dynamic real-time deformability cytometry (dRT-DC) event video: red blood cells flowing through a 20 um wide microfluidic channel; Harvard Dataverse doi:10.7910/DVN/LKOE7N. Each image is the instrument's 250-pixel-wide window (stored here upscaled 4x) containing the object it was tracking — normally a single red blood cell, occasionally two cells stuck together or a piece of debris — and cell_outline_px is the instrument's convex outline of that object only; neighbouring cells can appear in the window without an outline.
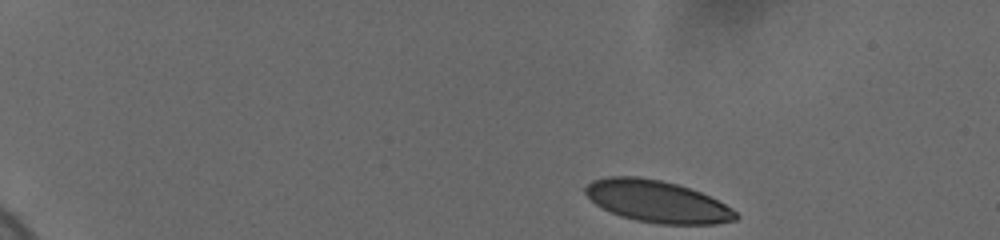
{"species": "human", "species_latin": "Homo sapiens", "temperature_condition": "cold", "stored_images_in_passage": 49, "camera_frame_rate_fps": 3000, "um_per_image_px": 0.085, "donor": {"sex": "female"}, "frame": {"image": 1, "passage_image": 1, "time_ms": 0.0, "image_size_px": [1000, 240], "cell_outline_px": [[736, 220], [716, 224], [660, 224], [636, 220], [620, 216], [596, 204], [584, 192], [584, 188], [592, 180], [608, 176], [636, 176], [660, 180], [676, 184], [700, 192], [732, 208], [736, 212]], "centroid_in_image_um": [55.84, 17.12], "position_along_channel_um": 29.2, "area_um2": 36.36}}
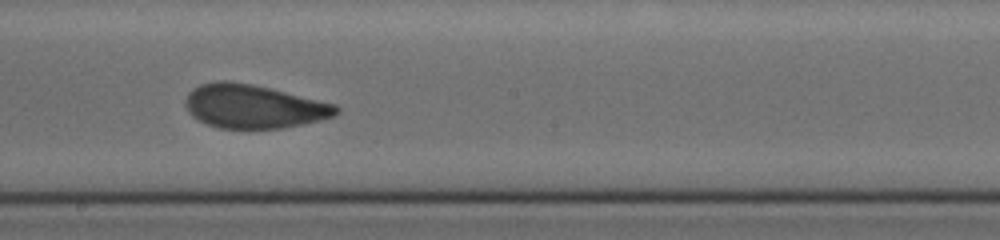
{"frame": {"image": 2, "passage_image": 27, "time_ms": 8.667, "image_size_px": [1000, 240], "cell_outline_px": [[340, 112], [332, 116], [320, 120], [304, 124], [280, 128], [220, 128], [208, 124], [192, 116], [188, 108], [188, 92], [192, 88], [200, 84], [216, 80], [228, 80], [252, 84], [336, 104], [340, 108]], "centroid_in_image_um": [21.58, 9.03], "position_along_channel_um": 226.6, "area_um2": 37.97}}
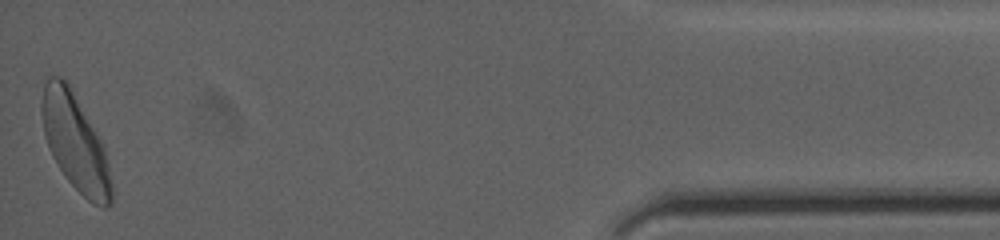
{"frame": {"image": 3, "passage_image": 49, "time_ms": 16.0, "image_size_px": [1000, 240], "cell_outline_px": [[112, 204], [108, 208], [104, 208], [88, 200], [68, 180], [52, 156], [44, 132], [40, 112], [40, 104], [44, 84], [48, 76], [60, 76], [68, 84], [96, 132], [104, 148], [108, 164], [112, 184]], "centroid_in_image_um": [6.38, 12.11], "position_along_channel_um": 428.8, "area_um2": 38.55}, "authors_computed_cell_mechanics": {"area_um2": 37.9746, "velocity_mm_per_s": 3.6459, "shape_relaxation_time_tau1_ms": 3.9177, "shape_relaxation_time_tau2_ms": 0.8946, "deformation_change_tau1": 0.1429, "deformation_change_tau2": 0.0584}}